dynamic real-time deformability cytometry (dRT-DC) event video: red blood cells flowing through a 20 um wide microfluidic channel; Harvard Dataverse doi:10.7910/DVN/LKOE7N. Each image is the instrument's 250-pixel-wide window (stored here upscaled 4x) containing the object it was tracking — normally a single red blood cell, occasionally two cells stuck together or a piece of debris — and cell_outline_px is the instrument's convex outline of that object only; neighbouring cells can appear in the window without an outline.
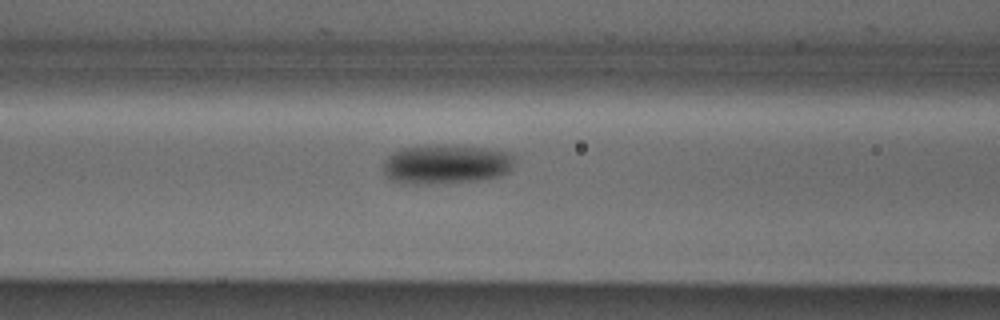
{"species": "Egyptian fruit bat (a non-hibernating species)", "species_latin": "Rousettus aegyptiacus", "temperature_condition": "cold", "stored_images_in_passage": 5, "camera_frame_rate_fps": 3000, "um_per_image_px": 0.085, "animal": {"sex": "male"}, "frame": {"image": 1, "passage_image": 5, "time_ms": 1.333, "image_size_px": [1000, 320], "cell_outline_px": [[512, 164], [508, 172], [496, 176], [476, 180], [428, 184], [400, 184], [392, 180], [384, 172], [384, 160], [392, 152], [400, 148], [424, 144], [488, 148], [508, 152], [512, 156]], "centroid_in_image_um": [37.83, 13.95], "position_along_channel_um": 128.8, "area_um2": 30.06}}